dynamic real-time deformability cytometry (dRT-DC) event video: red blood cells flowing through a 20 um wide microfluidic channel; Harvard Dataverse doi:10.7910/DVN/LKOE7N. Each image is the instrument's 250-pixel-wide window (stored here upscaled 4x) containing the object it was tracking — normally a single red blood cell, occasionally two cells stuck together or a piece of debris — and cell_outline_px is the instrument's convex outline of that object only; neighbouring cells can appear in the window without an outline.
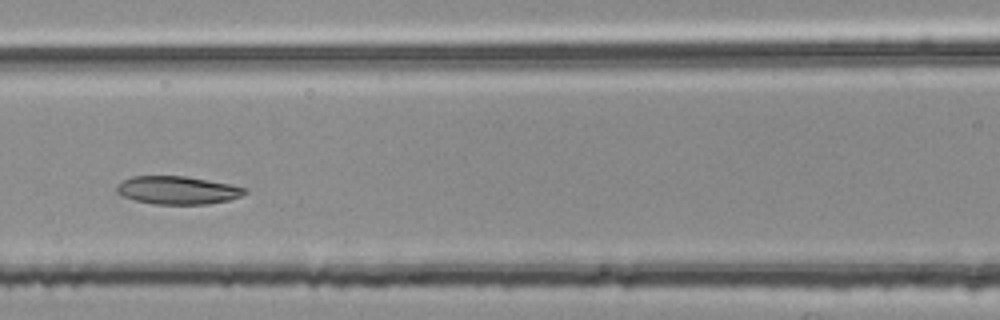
{"species": "common noctule bat (a hibernating species)", "species_latin": "Nyctalus noctula", "temperature_condition": "room temperature", "stored_images_in_passage": 5, "camera_frame_rate_fps": 3000, "um_per_image_px": 0.085, "animal": {"sex": "female", "body_mass_g": 25.1}, "frame": {"image": 1, "passage_image": 5, "time_ms": 1.333, "image_size_px": [1000, 320], "cell_outline_px": [[248, 192], [240, 196], [228, 200], [208, 204], [152, 204], [120, 196], [116, 192], [116, 184], [132, 176], [184, 176], [232, 184], [248, 188]], "centroid_in_image_um": [15.09, 16.17], "position_along_channel_um": 151.5, "area_um2": 21.1}}